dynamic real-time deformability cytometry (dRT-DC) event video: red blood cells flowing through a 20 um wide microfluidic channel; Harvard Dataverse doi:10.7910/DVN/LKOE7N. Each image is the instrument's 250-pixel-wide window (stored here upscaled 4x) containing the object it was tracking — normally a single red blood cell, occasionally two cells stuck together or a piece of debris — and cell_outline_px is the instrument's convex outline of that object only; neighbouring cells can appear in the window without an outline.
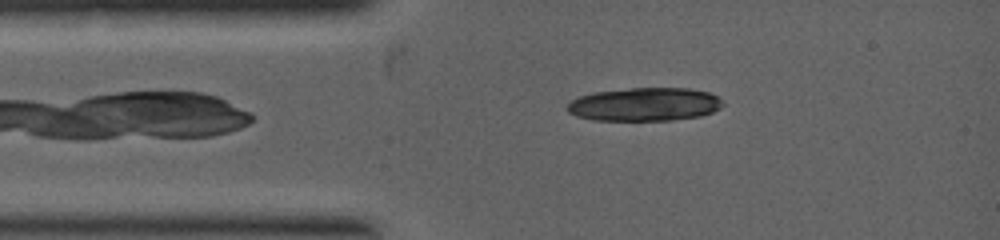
{"species": "common noctule bat (a hibernating species)", "species_latin": "Nyctalus noctula", "temperature_condition": "warm", "stored_images_in_passage": 1, "camera_frame_rate_fps": 5000, "um_per_image_px": 0.085, "animal": {"sex": "female", "body_mass_g": 19.0, "forearm_length_mm": 53.3}, "frame": {"image": 1, "passage_image": 1, "time_ms": 0.0, "image_size_px": [1000, 240], "cell_outline_px": [[724, 104], [720, 108], [712, 112], [700, 116], [672, 120], [596, 120], [576, 116], [568, 112], [564, 108], [572, 100], [580, 96], [592, 92], [632, 88], [688, 88], [708, 92], [724, 100]], "centroid_in_image_um": [54.79, 8.87], "position_along_channel_um": 30.2, "area_um2": 30.35}}